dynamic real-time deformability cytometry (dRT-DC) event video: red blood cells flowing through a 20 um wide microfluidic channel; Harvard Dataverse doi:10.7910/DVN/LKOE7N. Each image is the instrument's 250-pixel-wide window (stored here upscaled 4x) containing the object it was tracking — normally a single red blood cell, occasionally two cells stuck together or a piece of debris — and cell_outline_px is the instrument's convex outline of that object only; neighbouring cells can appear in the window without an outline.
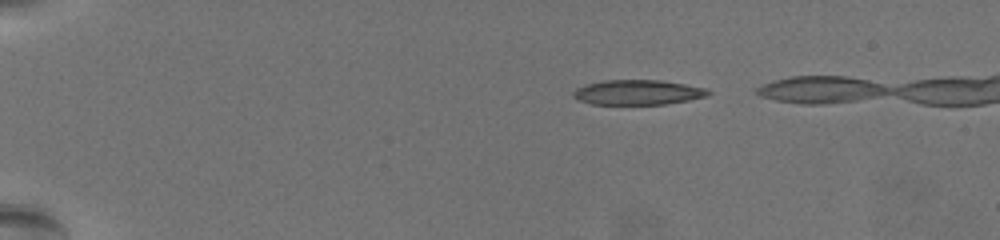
{"species": "common noctule bat (a hibernating species)", "species_latin": "Nyctalus noctula", "temperature_condition": "warm", "stored_images_in_passage": 51, "camera_frame_rate_fps": 3000, "um_per_image_px": 0.085, "animal": {"sex": "female", "body_mass_g": 19.5, "forearm_length_mm": 54.1}, "frame": {"image": 1, "passage_image": 6, "time_ms": 1.667, "image_size_px": [1000, 240], "cell_outline_px": [[712, 92], [708, 96], [688, 100], [664, 104], [592, 104], [580, 100], [572, 96], [572, 92], [576, 88], [588, 84], [604, 80], [660, 80], [684, 84], [704, 88]], "centroid_in_image_um": [54.21, 7.85], "position_along_channel_um": 30.8, "area_um2": 19.42}}
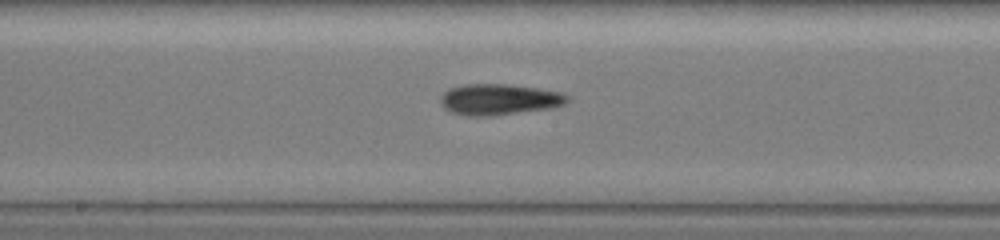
{"frame": {"image": 2, "passage_image": 29, "time_ms": 9.333, "image_size_px": [1000, 240], "cell_outline_px": [[568, 100], [564, 104], [548, 108], [484, 116], [464, 116], [452, 112], [444, 108], [440, 100], [440, 96], [444, 92], [452, 88], [464, 84], [508, 84], [536, 88], [560, 92], [568, 96]], "centroid_in_image_um": [42.37, 8.44], "position_along_channel_um": 205.8, "area_um2": 22.48}}
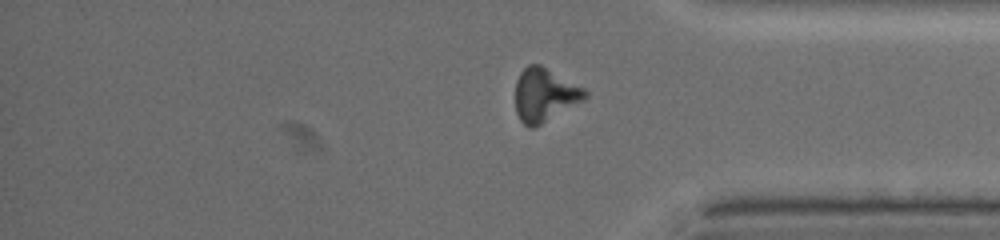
{"frame": {"image": 3, "passage_image": 45, "time_ms": 14.667, "image_size_px": [1000, 240], "cell_outline_px": [[588, 96], [584, 100], [540, 124], [532, 128], [528, 128], [520, 120], [516, 112], [516, 80], [520, 72], [528, 64], [540, 64], [584, 88], [588, 92]], "centroid_in_image_um": [46.28, 8.05], "position_along_channel_um": 388.9, "area_um2": 21.5}}